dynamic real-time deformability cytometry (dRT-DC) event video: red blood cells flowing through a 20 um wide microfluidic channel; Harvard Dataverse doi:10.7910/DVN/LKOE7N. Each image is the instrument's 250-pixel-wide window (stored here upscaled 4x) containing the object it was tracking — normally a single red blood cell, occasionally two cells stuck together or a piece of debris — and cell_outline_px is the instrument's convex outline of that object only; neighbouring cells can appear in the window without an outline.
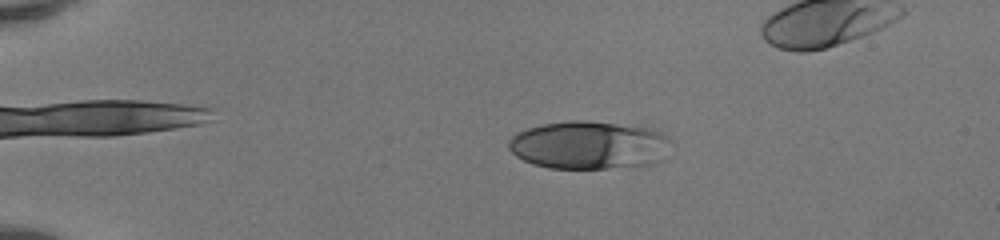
{"species": "human", "species_latin": "Homo sapiens", "temperature_condition": "room temperature", "stored_images_in_passage": 49, "camera_frame_rate_fps": 3000, "um_per_image_px": 0.085, "donor": {"sex": "female"}, "frame": {"image": 1, "passage_image": 11, "time_ms": 3.333, "image_size_px": [1000, 240], "cell_outline_px": [[668, 160], [660, 164], [640, 168], [548, 168], [532, 164], [516, 156], [508, 148], [508, 140], [516, 132], [528, 128], [544, 124], [572, 120], [580, 120], [616, 124], [644, 128], [656, 132], [664, 136], [668, 140]], "centroid_in_image_um": [50.09, 12.38], "position_along_channel_um": 34.9, "area_um2": 45.95}}
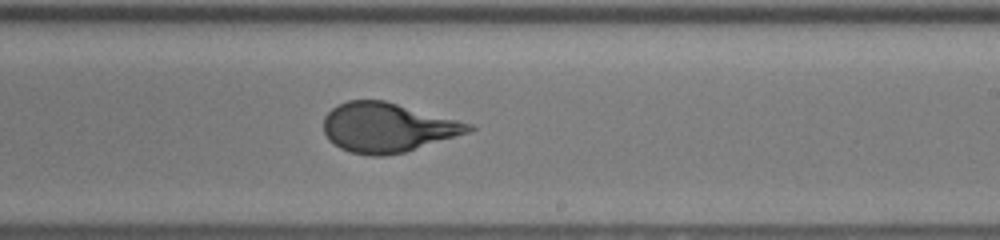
{"frame": {"image": 2, "passage_image": 32, "time_ms": 10.333, "image_size_px": [1000, 240], "cell_outline_px": [[476, 128], [468, 132], [404, 152], [384, 156], [368, 156], [352, 152], [340, 148], [328, 140], [324, 132], [324, 116], [332, 108], [348, 100], [384, 100], [472, 124]], "centroid_in_image_um": [32.89, 10.84], "position_along_channel_um": 256.1, "area_um2": 41.33}}
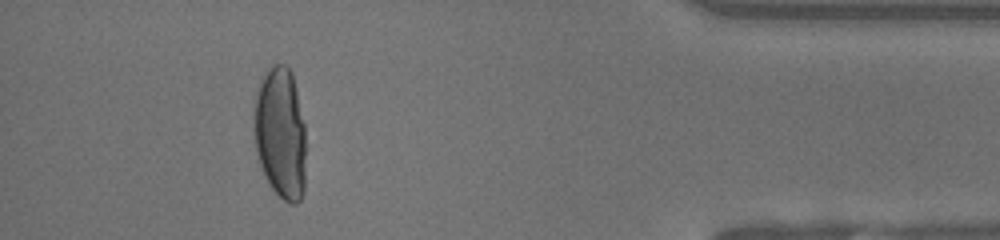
{"frame": {"image": 3, "passage_image": 46, "time_ms": 15.0, "image_size_px": [1000, 240], "cell_outline_px": [[304, 192], [300, 200], [296, 204], [288, 204], [268, 184], [264, 176], [256, 156], [252, 128], [252, 112], [256, 88], [264, 72], [268, 68], [276, 64], [284, 64], [292, 72], [304, 124]], "centroid_in_image_um": [23.77, 11.31], "position_along_channel_um": 411.4, "area_um2": 40.75}}